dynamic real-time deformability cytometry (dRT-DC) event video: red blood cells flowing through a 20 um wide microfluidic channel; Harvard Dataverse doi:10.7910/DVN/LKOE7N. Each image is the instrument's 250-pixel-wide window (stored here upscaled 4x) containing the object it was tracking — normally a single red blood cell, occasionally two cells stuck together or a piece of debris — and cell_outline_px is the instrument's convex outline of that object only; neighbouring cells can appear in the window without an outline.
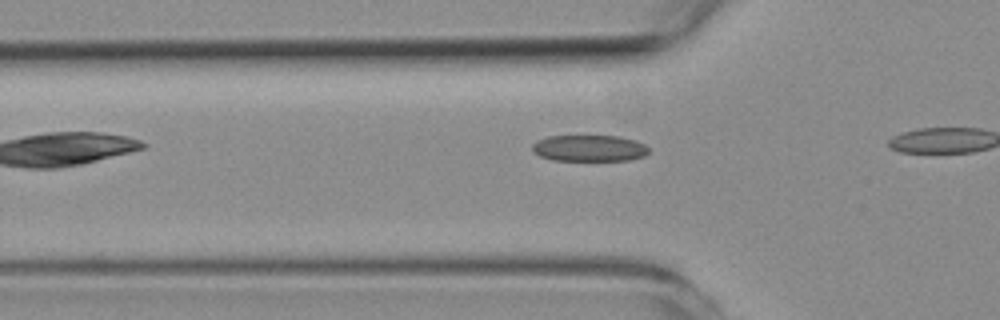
{"species": "common noctule bat (a hibernating species)", "species_latin": "Nyctalus noctula", "temperature_condition": "room temperature", "stored_images_in_passage": 7, "camera_frame_rate_fps": 3000, "um_per_image_px": 0.085, "animal": {"sex": "female", "body_mass_g": 19.3, "forearm_length_mm": 54.1}, "frame": {"image": 1, "passage_image": 2, "time_ms": 0.333, "image_size_px": [1000, 320], "cell_outline_px": [[648, 152], [644, 156], [628, 160], [552, 160], [540, 156], [532, 152], [532, 144], [536, 140], [548, 136], [620, 136], [636, 140], [644, 144], [648, 148]], "centroid_in_image_um": [50.06, 12.59], "position_along_channel_um": 75.7, "area_um2": 17.98}}
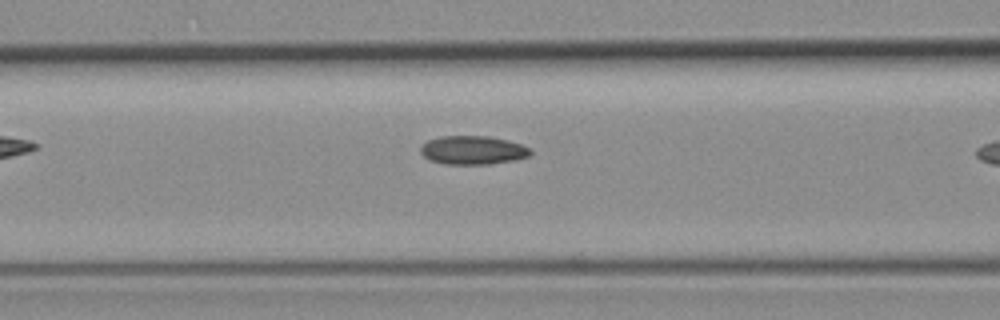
{"frame": {"image": 2, "passage_image": 6, "time_ms": 1.667, "image_size_px": [1000, 320], "cell_outline_px": [[532, 152], [528, 156], [516, 160], [488, 164], [444, 164], [432, 160], [424, 156], [420, 152], [420, 148], [428, 140], [440, 136], [488, 136], [508, 140], [520, 144], [528, 148]], "centroid_in_image_um": [40.19, 12.76], "position_along_channel_um": 126.4, "area_um2": 18.21}}